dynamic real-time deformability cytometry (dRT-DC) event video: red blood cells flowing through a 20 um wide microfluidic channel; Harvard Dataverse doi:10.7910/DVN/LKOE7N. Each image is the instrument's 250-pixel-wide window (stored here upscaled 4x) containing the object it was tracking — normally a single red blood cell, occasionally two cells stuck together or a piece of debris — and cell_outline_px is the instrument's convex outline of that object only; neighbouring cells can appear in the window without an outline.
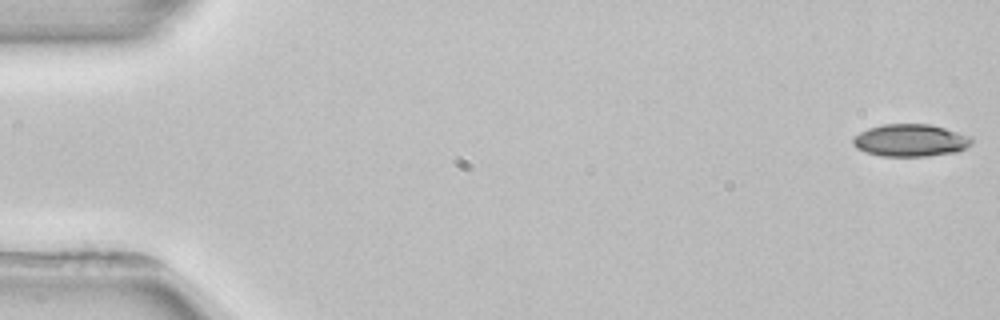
{"species": "common noctule bat (a hibernating species)", "species_latin": "Nyctalus noctula", "temperature_condition": "room temperature", "stored_images_in_passage": 6, "segment_of_instrument_passage": [1, 2], "camera_frame_rate_fps": 3000, "um_per_image_px": 0.085, "animal": {"sex": "female", "body_mass_g": 22.7, "forearm_length_mm": 54.2}, "frame": {"image": 1, "passage_image": 1, "time_ms": 0.0, "image_size_px": [1000, 320], "cell_outline_px": [[972, 144], [956, 152], [928, 156], [880, 156], [864, 152], [856, 148], [852, 144], [852, 136], [868, 128], [884, 124], [932, 124], [972, 136]], "centroid_in_image_um": [77.37, 11.93], "position_along_channel_um": 7.6, "area_um2": 22.66}}
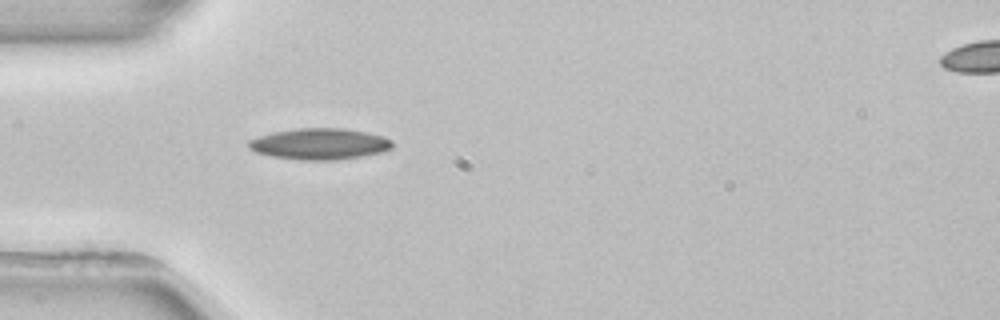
{"frame": {"image": 2, "passage_image": 5, "time_ms": 5.0, "image_size_px": [1000, 320], "cell_outline_px": [[392, 148], [384, 152], [336, 160], [300, 160], [272, 156], [256, 152], [248, 148], [248, 140], [272, 132], [296, 128], [344, 128], [368, 132], [384, 136], [392, 140]], "centroid_in_image_um": [27.19, 12.23], "position_along_channel_um": 57.8, "area_um2": 26.3}}